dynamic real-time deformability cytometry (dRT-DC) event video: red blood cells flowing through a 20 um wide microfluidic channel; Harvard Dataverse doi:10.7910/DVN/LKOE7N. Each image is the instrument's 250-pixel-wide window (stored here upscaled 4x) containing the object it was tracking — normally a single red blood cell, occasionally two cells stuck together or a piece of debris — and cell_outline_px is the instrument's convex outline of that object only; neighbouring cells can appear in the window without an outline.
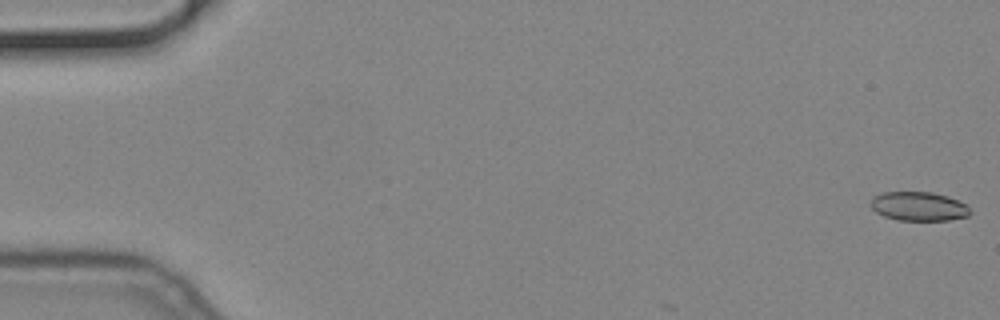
{"species": "common noctule bat (a hibernating species)", "species_latin": "Nyctalus noctula", "temperature_condition": "cold", "stored_images_in_passage": 3, "camera_frame_rate_fps": 3000, "um_per_image_px": 0.085, "animal": {"sex": "male", "body_mass_g": 19.2, "forearm_length_mm": 51.8}, "frame": {"image": 1, "passage_image": 1, "time_ms": 0.0, "image_size_px": [1000, 320], "cell_outline_px": [[972, 212], [968, 216], [948, 220], [896, 220], [884, 216], [876, 212], [872, 208], [872, 196], [880, 192], [932, 192], [948, 196], [968, 204]], "centroid_in_image_um": [78.12, 17.53], "position_along_channel_um": 6.9, "area_um2": 16.99}}